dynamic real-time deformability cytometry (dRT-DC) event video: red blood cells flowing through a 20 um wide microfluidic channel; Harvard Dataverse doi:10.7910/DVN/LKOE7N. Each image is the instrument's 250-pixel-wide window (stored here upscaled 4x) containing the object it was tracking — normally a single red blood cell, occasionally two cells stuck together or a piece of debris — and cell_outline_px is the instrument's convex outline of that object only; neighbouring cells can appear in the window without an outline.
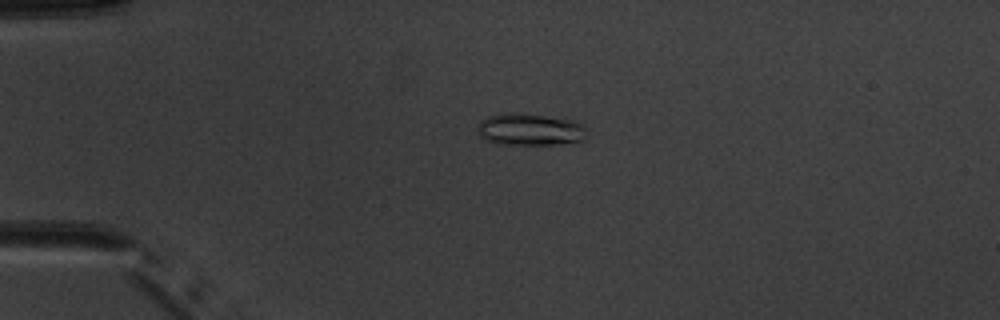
{"species": "common noctule bat (a hibernating species)", "species_latin": "Nyctalus noctula", "temperature_condition": "warm", "stored_images_in_passage": 4, "camera_frame_rate_fps": 3000, "um_per_image_px": 0.085, "animal": {"sex": "male", "body_mass_g": 20.1, "forearm_length_mm": 53.5}, "frame": {"image": 1, "passage_image": 3, "time_ms": 2.333, "image_size_px": [1000, 320], "cell_outline_px": [[588, 128], [584, 140], [556, 144], [496, 144], [480, 136], [476, 132], [480, 120], [488, 116], [504, 112], [520, 112], [572, 120], [584, 124]], "centroid_in_image_um": [45.04, 10.99], "position_along_channel_um": 40.0, "area_um2": 20.69}}